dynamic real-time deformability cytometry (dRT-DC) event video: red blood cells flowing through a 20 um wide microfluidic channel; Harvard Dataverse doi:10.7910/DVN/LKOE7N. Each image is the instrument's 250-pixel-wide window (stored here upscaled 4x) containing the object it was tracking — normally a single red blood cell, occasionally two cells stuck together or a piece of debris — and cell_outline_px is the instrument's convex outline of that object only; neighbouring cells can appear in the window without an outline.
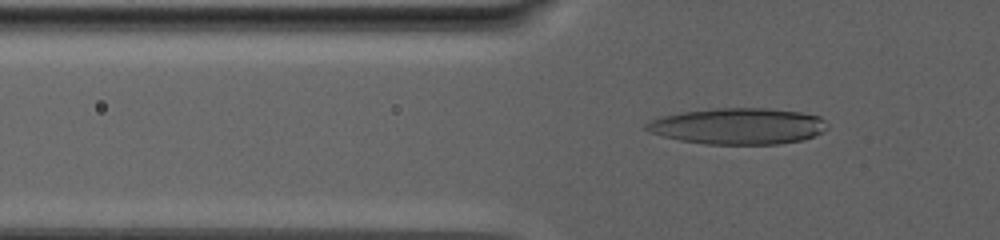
{"species": "human", "species_latin": "Homo sapiens", "temperature_condition": "warm", "stored_images_in_passage": 87, "camera_frame_rate_fps": 3000, "um_per_image_px": 0.085, "donor": {"sex": "male"}, "frame": {"image": 1, "passage_image": 32, "time_ms": 10.333, "image_size_px": [1000, 240], "cell_outline_px": [[828, 128], [824, 132], [800, 140], [780, 144], [704, 144], [680, 140], [648, 132], [644, 128], [644, 124], [652, 120], [664, 116], [680, 112], [712, 108], [768, 108], [800, 112], [820, 116], [828, 124]], "centroid_in_image_um": [62.75, 10.72], "position_along_channel_um": 63.1, "area_um2": 38.32}}
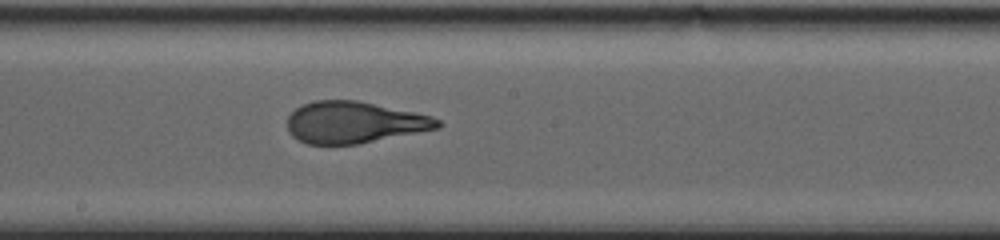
{"frame": {"image": 2, "passage_image": 52, "time_ms": 17.0, "image_size_px": [1000, 240], "cell_outline_px": [[444, 124], [440, 128], [356, 144], [308, 144], [292, 136], [288, 132], [288, 116], [300, 104], [312, 100], [356, 100], [432, 116], [440, 120]], "centroid_in_image_um": [30.09, 10.39], "position_along_channel_um": 218.1, "area_um2": 36.36}}
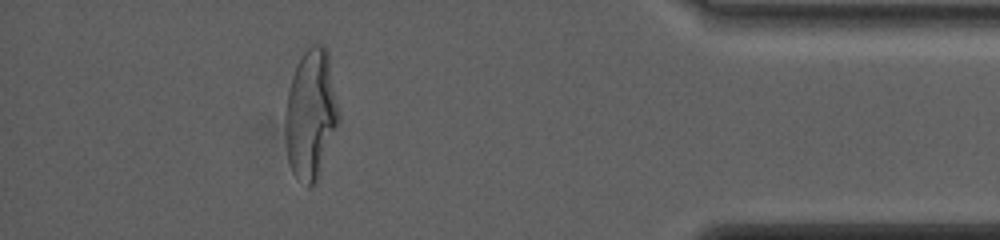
{"frame": {"image": 3, "passage_image": 79, "time_ms": 26.0, "image_size_px": [1000, 240], "cell_outline_px": [[340, 124], [316, 180], [312, 188], [308, 188], [292, 172], [288, 160], [284, 128], [288, 92], [292, 76], [296, 64], [304, 52], [312, 44], [324, 44], [328, 52], [340, 112]], "centroid_in_image_um": [26.44, 9.71], "position_along_channel_um": 408.8, "area_um2": 40.81}, "authors_computed_cell_mechanics": {"area_um2": 38.8994, "velocity_mm_per_s": 2.5045, "shape_relaxation_time_tau1_ms": 9.8763, "shape_relaxation_time_tau2_ms": 1.242, "deformation_change_tau1": 0.2998, "deformation_change_tau2": 0.089}}